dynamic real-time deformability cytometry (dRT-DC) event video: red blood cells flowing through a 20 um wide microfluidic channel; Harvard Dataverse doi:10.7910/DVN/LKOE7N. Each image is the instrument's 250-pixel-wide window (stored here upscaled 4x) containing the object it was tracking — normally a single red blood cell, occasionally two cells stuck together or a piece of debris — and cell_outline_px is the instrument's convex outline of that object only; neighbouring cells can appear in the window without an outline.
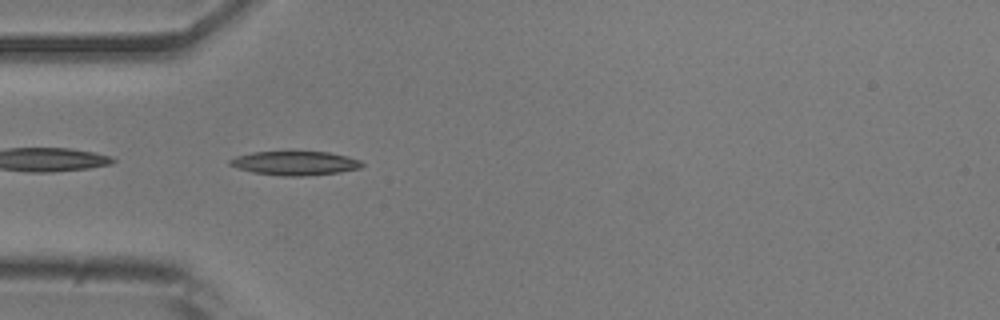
{"species": "common noctule bat (a hibernating species)", "species_latin": "Nyctalus noctula", "temperature_condition": "room temperature", "stored_images_in_passage": 38, "camera_frame_rate_fps": 3000, "um_per_image_px": 0.085, "animal": {"sex": "male", "body_mass_g": 20.5, "forearm_length_mm": 52.5}, "frame": {"image": 1, "passage_image": 2, "time_ms": 0.333, "image_size_px": [1000, 320], "cell_outline_px": [[364, 164], [360, 168], [340, 172], [300, 176], [280, 176], [252, 172], [228, 164], [228, 160], [236, 156], [252, 152], [288, 148], [328, 152], [348, 156], [360, 160]], "centroid_in_image_um": [25.05, 13.81], "position_along_channel_um": 59.9, "area_um2": 19.48}}
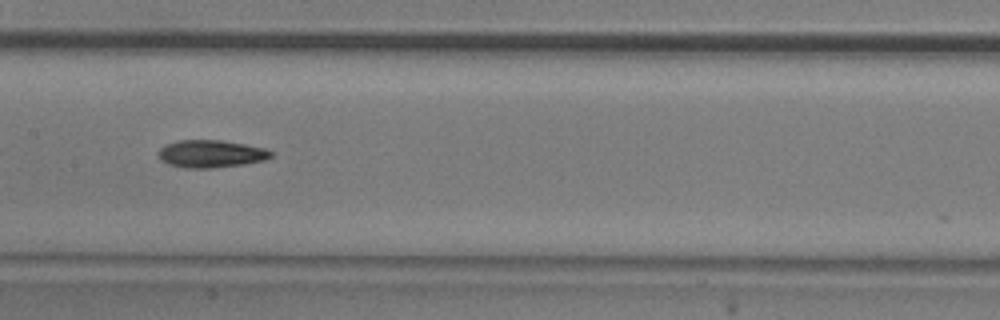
{"frame": {"image": 2, "passage_image": 12, "time_ms": 3.667, "image_size_px": [1000, 320], "cell_outline_px": [[272, 156], [264, 160], [244, 164], [208, 168], [184, 168], [168, 164], [160, 160], [156, 152], [164, 144], [176, 140], [220, 140], [244, 144], [264, 148], [272, 152]], "centroid_in_image_um": [17.86, 13.07], "position_along_channel_um": 189.5, "area_um2": 18.15}}
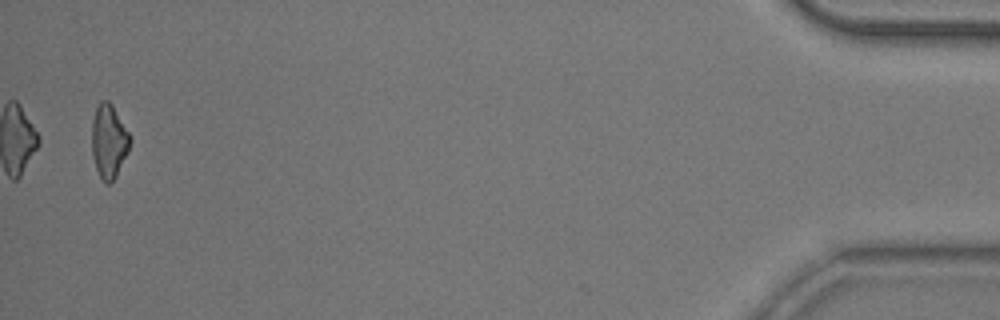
{"frame": {"image": 3, "passage_image": 37, "time_ms": 12.0, "image_size_px": [1000, 320], "cell_outline_px": [[132, 140], [128, 152], [116, 176], [108, 184], [100, 176], [96, 168], [92, 156], [92, 120], [96, 108], [100, 100], [108, 100], [112, 104], [132, 136]], "centroid_in_image_um": [9.27, 11.96], "position_along_channel_um": 425.9, "area_um2": 16.53}, "authors_computed_cell_mechanics": {"area_um2": 17.4556, "velocity_mm_per_s": 3.9184, "shape_relaxation_time_tau1_ms": 5.9336, "shape_relaxation_time_tau2_ms": null, "deformation_change_tau1": 0.1664, "deformation_change_tau2": null}}